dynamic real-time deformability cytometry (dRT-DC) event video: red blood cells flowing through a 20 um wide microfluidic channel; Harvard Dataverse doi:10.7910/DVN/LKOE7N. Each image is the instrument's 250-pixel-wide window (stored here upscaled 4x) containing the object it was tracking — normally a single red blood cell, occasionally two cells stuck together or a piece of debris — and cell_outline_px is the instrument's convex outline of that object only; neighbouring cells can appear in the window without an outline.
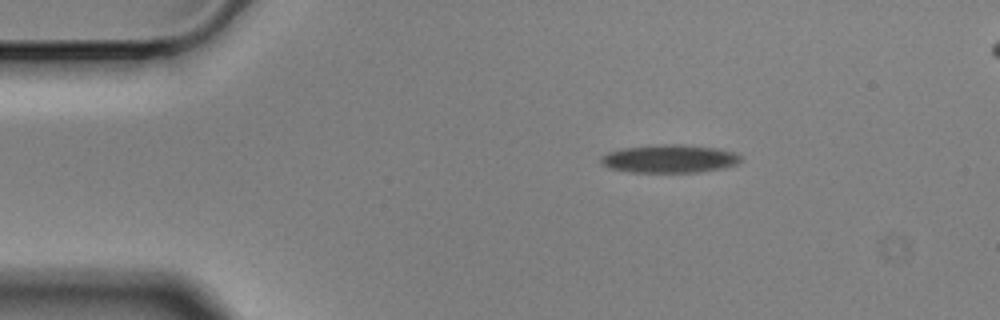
{"species": "Egyptian fruit bat (a non-hibernating species)", "species_latin": "Rousettus aegyptiacus", "temperature_condition": "cold", "stored_images_in_passage": 3, "camera_frame_rate_fps": 3000, "um_per_image_px": 0.085, "animal": {"sex": "male"}, "frame": {"image": 1, "passage_image": 1, "time_ms": 0.0, "image_size_px": [1000, 320], "cell_outline_px": [[744, 160], [736, 164], [724, 168], [700, 172], [632, 172], [608, 168], [600, 164], [600, 156], [608, 152], [620, 148], [660, 144], [684, 144], [720, 148], [736, 152], [744, 156]], "centroid_in_image_um": [56.95, 13.48], "position_along_channel_um": 28.1, "area_um2": 23.52}}